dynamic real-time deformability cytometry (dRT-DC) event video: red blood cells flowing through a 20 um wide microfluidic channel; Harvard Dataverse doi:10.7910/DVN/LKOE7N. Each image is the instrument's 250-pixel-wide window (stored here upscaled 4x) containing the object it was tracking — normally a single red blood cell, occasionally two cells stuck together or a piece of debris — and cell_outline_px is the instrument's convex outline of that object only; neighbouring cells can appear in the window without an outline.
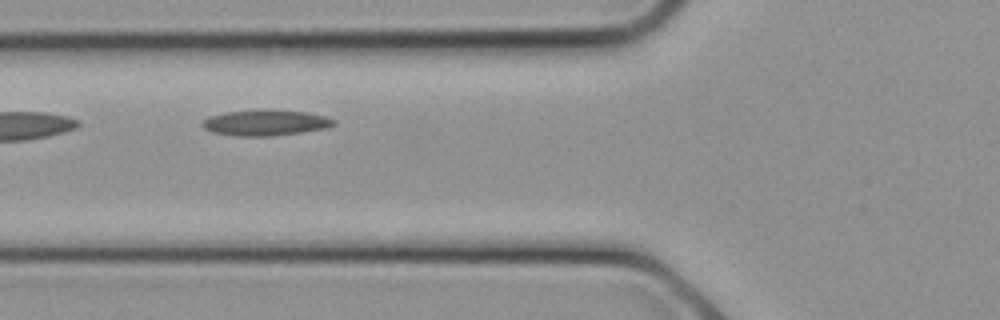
{"species": "common noctule bat (a hibernating species)", "species_latin": "Nyctalus noctula", "temperature_condition": "cold", "stored_images_in_passage": 23, "camera_frame_rate_fps": 3000, "um_per_image_px": 0.085, "animal": {"sex": "female", "body_mass_g": 21.9}, "frame": {"image": 1, "passage_image": 6, "time_ms": 1.667, "image_size_px": [1000, 320], "cell_outline_px": [[336, 124], [328, 128], [272, 136], [236, 136], [212, 132], [204, 128], [200, 124], [208, 116], [224, 112], [304, 112], [324, 116], [336, 120]], "centroid_in_image_um": [22.55, 10.48], "position_along_channel_um": 103.3, "area_um2": 18.9}}
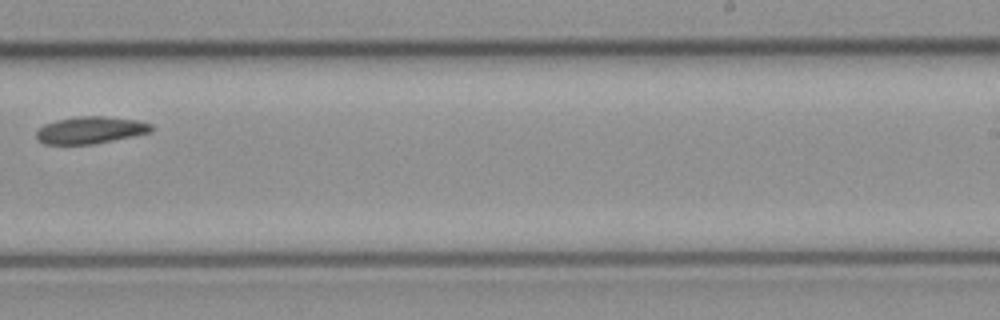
{"frame": {"image": 2, "passage_image": 13, "time_ms": 4.0, "image_size_px": [1000, 320], "cell_outline_px": [[152, 132], [92, 144], [44, 144], [36, 140], [36, 132], [44, 124], [56, 120], [80, 116], [104, 116], [136, 120], [152, 124]], "centroid_in_image_um": [7.66, 11.06], "position_along_channel_um": 281.3, "area_um2": 18.03}}
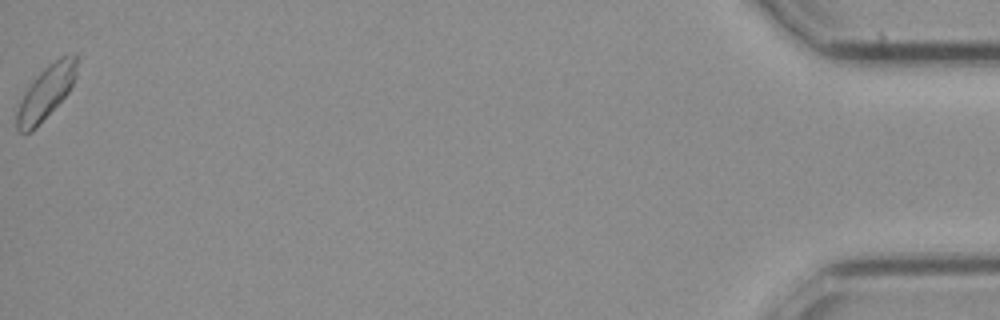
{"frame": {"image": 3, "passage_image": 23, "time_ms": 7.333, "image_size_px": [1000, 320], "cell_outline_px": [[80, 56], [76, 76], [68, 92], [36, 128], [32, 132], [20, 132], [16, 128], [16, 112], [20, 100], [24, 92], [36, 76], [48, 64], [60, 56], [68, 52], [76, 52]], "centroid_in_image_um": [3.95, 7.78], "position_along_channel_um": 431.3, "area_um2": 19.07}}